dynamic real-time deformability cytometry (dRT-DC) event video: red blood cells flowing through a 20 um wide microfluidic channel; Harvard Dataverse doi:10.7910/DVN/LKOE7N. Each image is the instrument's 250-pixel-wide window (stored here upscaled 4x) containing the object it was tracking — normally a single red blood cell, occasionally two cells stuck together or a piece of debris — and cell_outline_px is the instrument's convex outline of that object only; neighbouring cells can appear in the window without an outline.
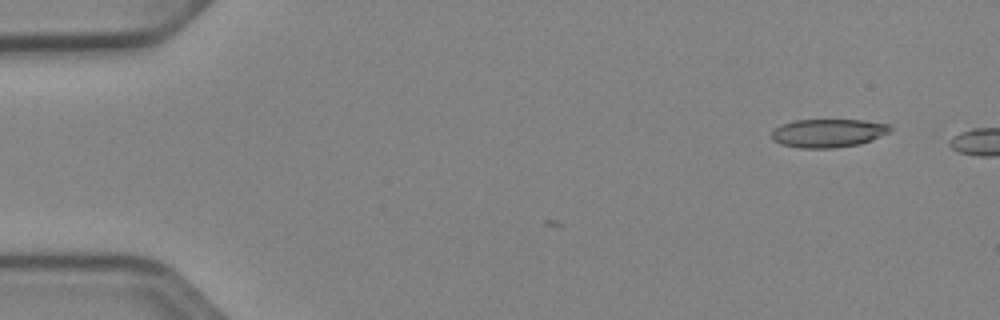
{"species": "Egyptian fruit bat (a non-hibernating species)", "species_latin": "Rousettus aegyptiacus", "temperature_condition": "cold", "stored_images_in_passage": 6, "camera_frame_rate_fps": 3000, "um_per_image_px": 0.085, "animal": {"sex": "female"}, "frame": {"image": 1, "passage_image": 1, "time_ms": 0.0, "image_size_px": [1000, 320], "cell_outline_px": [[892, 132], [872, 140], [860, 144], [832, 148], [800, 148], [784, 144], [772, 140], [772, 132], [780, 124], [792, 120], [864, 120], [888, 124], [892, 128]], "centroid_in_image_um": [70.43, 11.3], "position_along_channel_um": 14.6, "area_um2": 19.71}}